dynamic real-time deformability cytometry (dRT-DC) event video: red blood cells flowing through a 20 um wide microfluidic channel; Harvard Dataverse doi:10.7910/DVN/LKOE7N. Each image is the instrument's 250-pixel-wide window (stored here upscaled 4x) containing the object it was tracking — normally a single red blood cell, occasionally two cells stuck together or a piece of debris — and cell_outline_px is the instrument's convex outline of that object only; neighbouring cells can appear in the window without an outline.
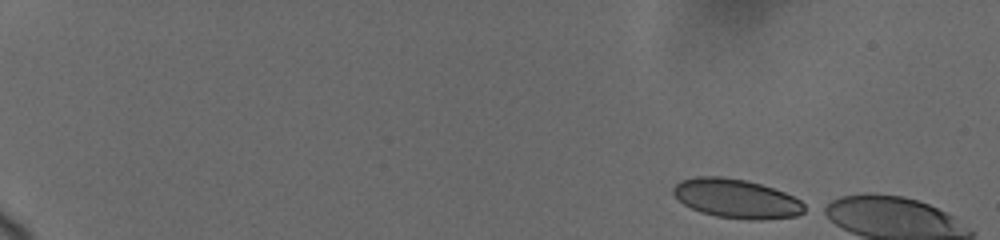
{"species": "human", "species_latin": "Homo sapiens", "temperature_condition": "cold", "stored_images_in_passage": 4, "camera_frame_rate_fps": 3000, "um_per_image_px": 0.085, "donor": {"sex": "female"}, "frame": {"image": 1, "passage_image": 1, "time_ms": 0.0, "image_size_px": [1000, 240], "cell_outline_px": [[812, 208], [796, 216], [760, 220], [748, 220], [716, 216], [700, 212], [684, 204], [672, 192], [672, 188], [680, 180], [696, 176], [720, 176], [744, 180], [760, 184], [784, 192], [800, 200]], "centroid_in_image_um": [62.63, 16.89], "position_along_channel_um": 22.4, "area_um2": 30.06}}